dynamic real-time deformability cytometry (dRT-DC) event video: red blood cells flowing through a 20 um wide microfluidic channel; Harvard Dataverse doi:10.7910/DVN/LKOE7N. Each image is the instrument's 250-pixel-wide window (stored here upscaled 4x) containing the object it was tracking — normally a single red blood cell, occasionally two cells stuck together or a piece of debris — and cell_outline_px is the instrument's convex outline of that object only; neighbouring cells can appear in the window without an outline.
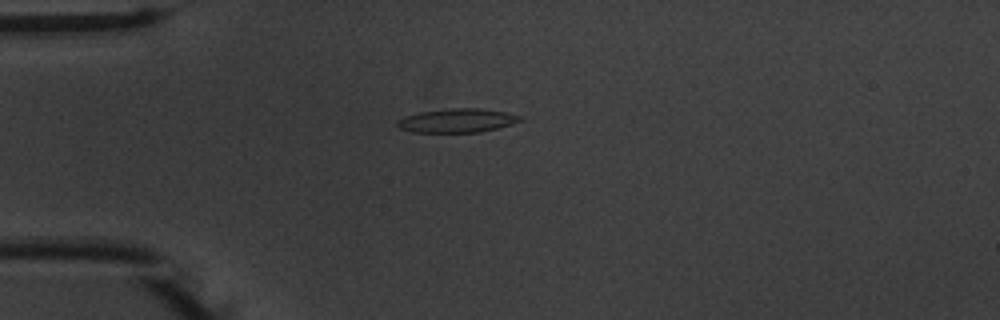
{"species": "common noctule bat (a hibernating species)", "species_latin": "Nyctalus noctula", "temperature_condition": "warm", "stored_images_in_passage": 41, "camera_frame_rate_fps": 3000, "um_per_image_px": 0.085, "animal": {"sex": "male", "body_mass_g": 20.1, "forearm_length_mm": 53.5}, "frame": {"image": 1, "passage_image": 1, "time_ms": 0.0, "image_size_px": [1000, 320], "cell_outline_px": [[524, 120], [512, 124], [480, 132], [412, 132], [400, 128], [396, 124], [396, 120], [404, 116], [420, 112], [452, 108], [480, 108], [504, 112], [524, 116]], "centroid_in_image_um": [38.87, 10.24], "position_along_channel_um": 46.1, "area_um2": 17.11}}
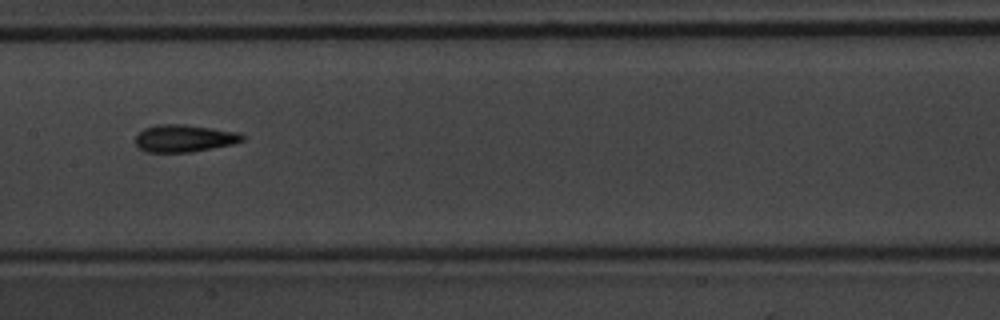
{"frame": {"image": 2, "passage_image": 14, "time_ms": 4.333, "image_size_px": [1000, 320], "cell_outline_px": [[244, 140], [232, 144], [192, 152], [148, 152], [140, 148], [136, 144], [136, 136], [144, 128], [156, 124], [184, 124], [240, 132], [244, 136]], "centroid_in_image_um": [15.67, 11.75], "position_along_channel_um": 191.7, "area_um2": 16.99}}
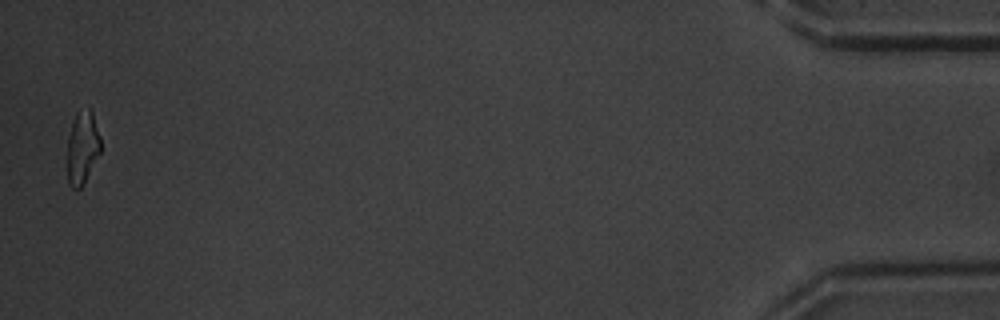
{"frame": {"image": 3, "passage_image": 40, "time_ms": 13.0, "image_size_px": [1000, 320], "cell_outline_px": [[100, 152], [84, 184], [80, 188], [72, 188], [68, 184], [68, 136], [72, 120], [76, 112], [88, 108], [92, 108], [100, 136]], "centroid_in_image_um": [7.01, 12.51], "position_along_channel_um": 428.2, "area_um2": 14.28}, "authors_computed_cell_mechanics": {"area_um2": 16.0106, "velocity_mm_per_s": 3.7515, "shape_relaxation_time_tau1_ms": 4.9107, "shape_relaxation_time_tau2_ms": 3.2372, "deformation_change_tau1": 0.1685, "deformation_change_tau2": 0.1285}}